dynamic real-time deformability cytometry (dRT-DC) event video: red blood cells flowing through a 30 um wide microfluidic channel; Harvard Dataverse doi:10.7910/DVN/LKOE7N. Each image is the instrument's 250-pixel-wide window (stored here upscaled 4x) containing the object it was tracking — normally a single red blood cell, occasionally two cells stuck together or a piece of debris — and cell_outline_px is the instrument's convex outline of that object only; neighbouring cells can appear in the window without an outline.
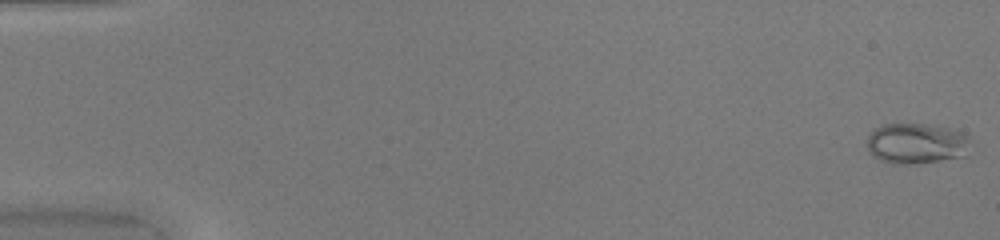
{"species": "common noctule bat (a hibernating species)", "species_latin": "Nyctalus noctula", "temperature_condition": "warm", "stored_images_in_passage": 50, "camera_frame_rate_fps": 3000, "um_per_image_px": 0.085, "animal": {"sex": "female", "body_mass_g": 20.0, "forearm_length_mm": 54.0}, "frame": {"image": 1, "passage_image": 1, "time_ms": 0.0, "image_size_px": [1000, 240], "cell_outline_px": [[972, 144], [968, 156], [916, 164], [892, 164], [880, 160], [872, 156], [868, 148], [868, 136], [876, 128], [884, 124], [924, 124], [948, 128], [964, 132], [968, 136]], "centroid_in_image_um": [77.96, 12.21], "position_along_channel_um": 7.0, "area_um2": 24.91}}
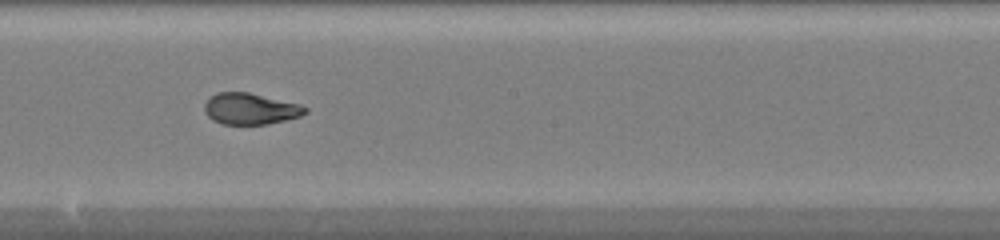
{"frame": {"image": 2, "passage_image": 29, "time_ms": 9.333, "image_size_px": [1000, 240], "cell_outline_px": [[308, 112], [300, 116], [268, 124], [224, 124], [212, 120], [204, 112], [204, 104], [216, 92], [248, 92], [300, 104], [308, 108]], "centroid_in_image_um": [21.28, 9.24], "position_along_channel_um": 226.9, "area_um2": 18.32}}
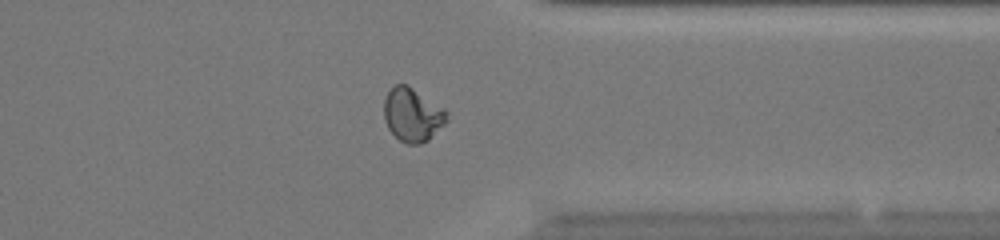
{"frame": {"image": 3, "passage_image": 40, "time_ms": 13.0, "image_size_px": [1000, 240], "cell_outline_px": [[448, 120], [428, 140], [420, 144], [408, 144], [400, 140], [388, 128], [384, 120], [384, 100], [388, 92], [396, 84], [408, 84], [444, 108], [448, 112]], "centroid_in_image_um": [35.07, 9.74], "position_along_channel_um": 376.3, "area_um2": 19.59}, "authors_computed_cell_mechanics": {"area_um2": 19.7965, "velocity_mm_per_s": 4.1668, "shape_relaxation_time_tau1_ms": 5.5396, "shape_relaxation_time_tau2_ms": null, "deformation_change_tau1": 0.2098, "deformation_change_tau2": null}}